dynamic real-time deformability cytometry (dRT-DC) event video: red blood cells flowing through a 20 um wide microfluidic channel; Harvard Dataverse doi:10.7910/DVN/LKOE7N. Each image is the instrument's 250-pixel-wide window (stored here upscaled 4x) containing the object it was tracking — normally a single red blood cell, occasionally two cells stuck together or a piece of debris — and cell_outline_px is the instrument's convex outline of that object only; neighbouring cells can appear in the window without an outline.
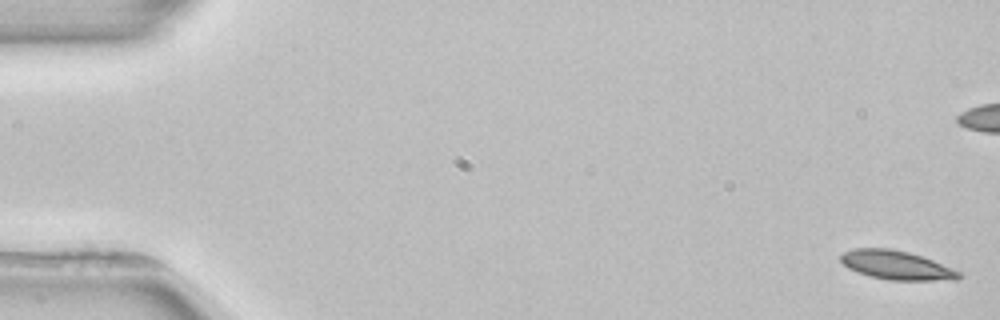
{"species": "common noctule bat (a hibernating species)", "species_latin": "Nyctalus noctula", "temperature_condition": "room temperature", "stored_images_in_passage": 6, "camera_frame_rate_fps": 3000, "um_per_image_px": 0.085, "animal": {"sex": "female", "body_mass_g": 22.7, "forearm_length_mm": 54.2}, "frame": {"image": 1, "passage_image": 1, "time_ms": 0.0, "image_size_px": [1000, 320], "cell_outline_px": [[960, 276], [956, 280], [888, 280], [868, 276], [848, 268], [840, 260], [840, 252], [852, 248], [892, 248], [908, 252], [932, 260], [960, 272]], "centroid_in_image_um": [76.12, 22.53], "position_along_channel_um": 8.9, "area_um2": 19.88}}